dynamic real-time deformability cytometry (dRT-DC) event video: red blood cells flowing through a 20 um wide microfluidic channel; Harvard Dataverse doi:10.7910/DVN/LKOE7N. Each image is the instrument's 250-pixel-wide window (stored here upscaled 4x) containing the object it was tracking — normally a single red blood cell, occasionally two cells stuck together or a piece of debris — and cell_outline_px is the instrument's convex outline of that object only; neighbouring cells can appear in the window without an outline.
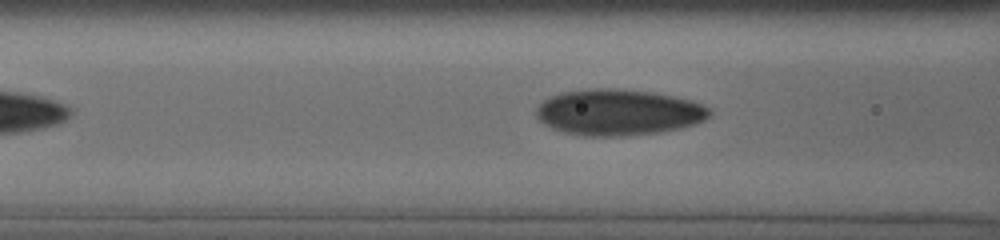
{"species": "human", "species_latin": "Homo sapiens", "temperature_condition": "cold", "stored_images_in_passage": 14, "camera_frame_rate_fps": 3000, "um_per_image_px": 0.085, "donor": {"sex": "male"}, "frame": {"image": 1, "passage_image": 7, "time_ms": 2.667, "image_size_px": [1000, 240], "cell_outline_px": [[712, 112], [704, 120], [696, 124], [680, 128], [660, 132], [628, 136], [584, 136], [564, 132], [552, 128], [544, 124], [536, 116], [536, 108], [544, 100], [552, 96], [564, 92], [592, 88], [612, 88], [652, 92], [692, 100], [712, 108]], "centroid_in_image_um": [52.59, 9.55], "position_along_channel_um": 114.0, "area_um2": 46.64}}
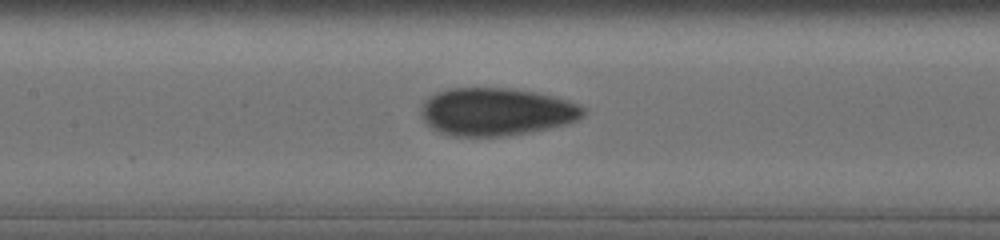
{"frame": {"image": 2, "passage_image": 10, "time_ms": 4.0, "image_size_px": [1000, 240], "cell_outline_px": [[584, 112], [576, 120], [564, 124], [528, 132], [508, 136], [452, 136], [440, 132], [432, 128], [424, 120], [420, 112], [420, 108], [424, 100], [428, 96], [436, 92], [448, 88], [508, 88], [532, 92], [552, 96], [576, 104], [584, 108]], "centroid_in_image_um": [42.09, 9.5], "position_along_channel_um": 165.3, "area_um2": 44.74}}
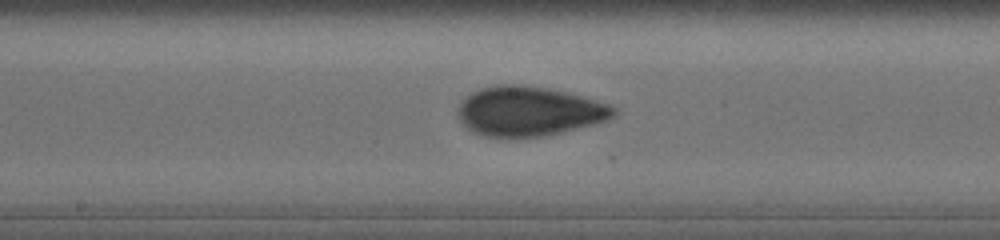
{"frame": {"image": 3, "passage_image": 13, "time_ms": 5.0, "image_size_px": [1000, 240], "cell_outline_px": [[616, 116], [608, 120], [596, 124], [548, 136], [488, 136], [472, 132], [456, 116], [456, 112], [460, 104], [472, 92], [484, 88], [500, 84], [520, 84], [548, 88], [580, 96], [608, 104], [616, 108]], "centroid_in_image_um": [44.99, 9.46], "position_along_channel_um": 203.2, "area_um2": 44.74}}